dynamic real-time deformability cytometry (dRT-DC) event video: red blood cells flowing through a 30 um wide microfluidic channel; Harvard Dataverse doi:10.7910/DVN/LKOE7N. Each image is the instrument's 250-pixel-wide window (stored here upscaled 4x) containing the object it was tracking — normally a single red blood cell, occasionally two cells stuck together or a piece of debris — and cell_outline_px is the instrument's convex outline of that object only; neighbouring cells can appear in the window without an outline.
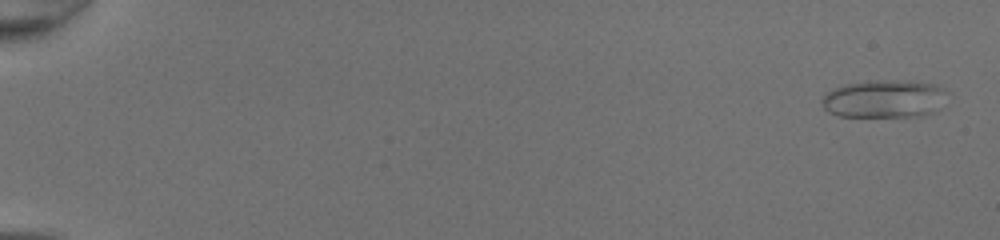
{"species": "common noctule bat (a hibernating species)", "species_latin": "Nyctalus noctula", "temperature_condition": "room temperature", "stored_images_in_passage": 51, "camera_frame_rate_fps": 3000, "um_per_image_px": 0.085, "animal": {"sex": "female", "body_mass_g": 20.0, "forearm_length_mm": 54.0}, "frame": {"image": 1, "passage_image": 2, "time_ms": 0.333, "image_size_px": [1000, 240], "cell_outline_px": [[952, 92], [936, 112], [920, 116], [840, 116], [828, 112], [824, 108], [820, 100], [824, 92], [832, 88], [844, 84], [872, 80], [912, 80], [932, 84], [944, 88]], "centroid_in_image_um": [75.2, 8.38], "position_along_channel_um": 9.8, "area_um2": 28.44}}
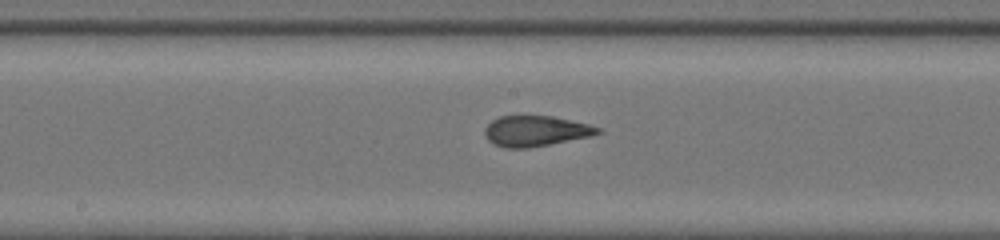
{"frame": {"image": 2, "passage_image": 29, "time_ms": 9.333, "image_size_px": [1000, 240], "cell_outline_px": [[604, 132], [592, 136], [528, 148], [504, 148], [492, 144], [488, 140], [484, 132], [484, 128], [492, 120], [500, 116], [552, 116], [588, 124], [600, 128]], "centroid_in_image_um": [45.52, 11.14], "position_along_channel_um": 202.7, "area_um2": 20.17}}
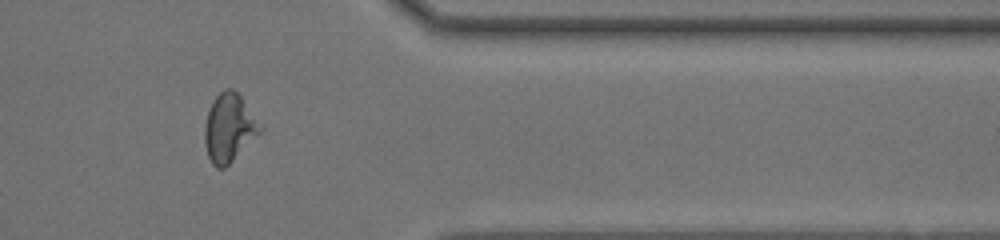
{"frame": {"image": 3, "passage_image": 43, "time_ms": 14.0, "image_size_px": [1000, 240], "cell_outline_px": [[264, 128], [224, 168], [216, 168], [212, 164], [208, 156], [204, 144], [204, 124], [212, 100], [224, 88], [232, 88], [240, 96]], "centroid_in_image_um": [19.44, 10.85], "position_along_channel_um": 392.0, "area_um2": 21.79}, "authors_computed_cell_mechanics": {"area_um2": 21.6172, "velocity_mm_per_s": 4.2803, "shape_relaxation_time_tau1_ms": null, "shape_relaxation_time_tau2_ms": 0.7827, "deformation_change_tau1": null, "deformation_change_tau2": 0.0796}}